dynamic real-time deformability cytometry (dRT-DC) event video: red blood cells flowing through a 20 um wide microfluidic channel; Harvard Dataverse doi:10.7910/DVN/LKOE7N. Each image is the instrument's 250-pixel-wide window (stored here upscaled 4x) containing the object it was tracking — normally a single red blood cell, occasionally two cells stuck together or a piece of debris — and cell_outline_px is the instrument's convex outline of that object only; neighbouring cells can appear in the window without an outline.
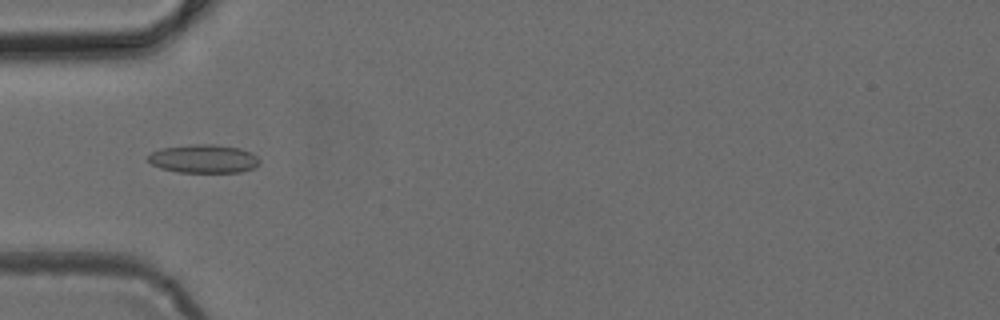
{"species": "common noctule bat (a hibernating species)", "species_latin": "Nyctalus noctula", "temperature_condition": "cold", "stored_images_in_passage": 41, "camera_frame_rate_fps": 3000, "um_per_image_px": 0.085, "animal": {"sex": "female", "body_mass_g": 24.6, "forearm_length_mm": 56.2}, "frame": {"image": 1, "passage_image": 8, "time_ms": 2.333, "image_size_px": [1000, 320], "cell_outline_px": [[260, 164], [256, 168], [240, 172], [180, 172], [160, 168], [152, 164], [148, 160], [148, 156], [152, 152], [160, 148], [192, 144], [212, 144], [240, 148], [252, 152], [260, 160]], "centroid_in_image_um": [17.35, 13.49], "position_along_channel_um": 67.7, "area_um2": 18.61}}
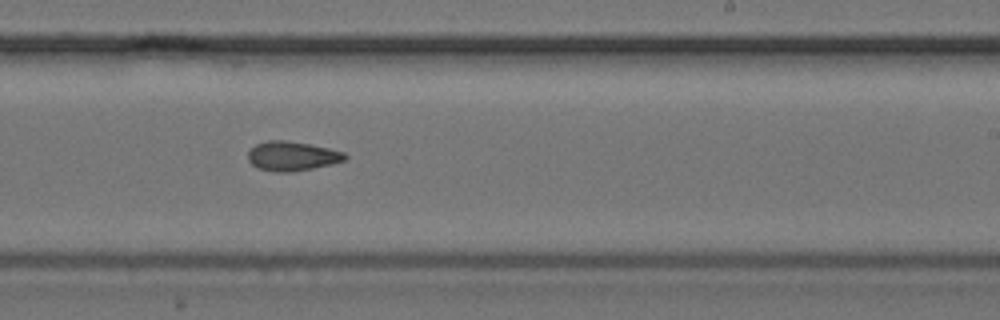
{"frame": {"image": 2, "passage_image": 22, "time_ms": 7.0, "image_size_px": [1000, 320], "cell_outline_px": [[348, 160], [332, 164], [292, 172], [272, 172], [256, 168], [248, 160], [248, 152], [256, 144], [268, 140], [284, 140], [308, 144], [328, 148], [344, 152], [348, 156]], "centroid_in_image_um": [24.83, 13.28], "position_along_channel_um": 264.2, "area_um2": 16.7}}
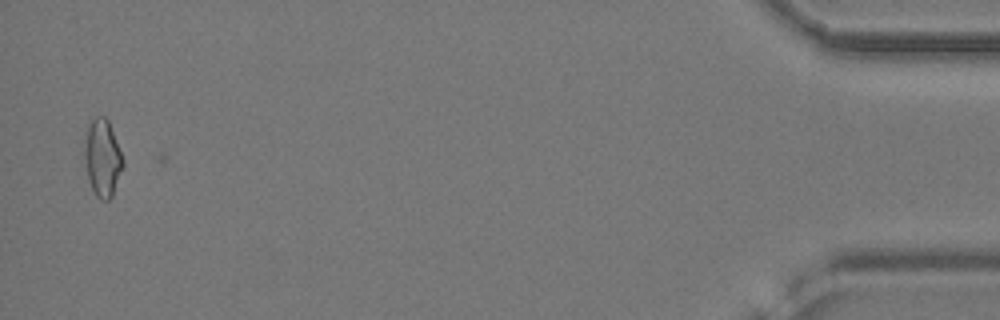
{"frame": {"image": 3, "passage_image": 40, "time_ms": 13.0, "image_size_px": [1000, 320], "cell_outline_px": [[124, 164], [112, 196], [108, 200], [100, 200], [96, 196], [88, 180], [84, 156], [84, 148], [88, 124], [96, 116], [104, 116], [108, 120], [124, 160]], "centroid_in_image_um": [8.71, 13.43], "position_along_channel_um": 426.5, "area_um2": 17.17}}